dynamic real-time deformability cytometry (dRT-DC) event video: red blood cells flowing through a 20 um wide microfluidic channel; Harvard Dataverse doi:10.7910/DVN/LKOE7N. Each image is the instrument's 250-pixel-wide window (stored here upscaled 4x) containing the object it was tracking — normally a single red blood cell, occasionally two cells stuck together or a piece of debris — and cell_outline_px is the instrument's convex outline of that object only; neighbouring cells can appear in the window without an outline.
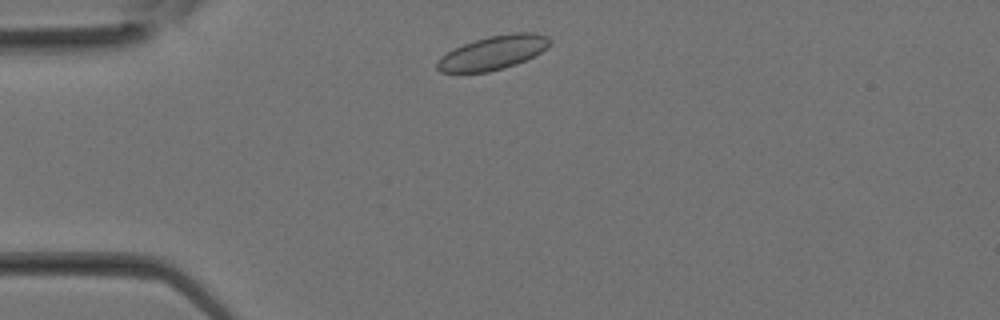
{"species": "Egyptian fruit bat (a non-hibernating species)", "species_latin": "Rousettus aegyptiacus", "temperature_condition": "room temperature", "stored_images_in_passage": 25, "camera_frame_rate_fps": 3000, "um_per_image_px": 0.085, "animal": {"sex": "female"}, "frame": {"image": 1, "passage_image": 2, "time_ms": 0.333, "image_size_px": [1000, 320], "cell_outline_px": [[552, 40], [540, 52], [516, 64], [504, 68], [488, 72], [440, 72], [436, 68], [436, 64], [440, 56], [464, 44], [488, 36], [516, 32], [536, 32], [548, 36]], "centroid_in_image_um": [41.9, 4.47], "position_along_channel_um": 43.1, "area_um2": 21.96}}
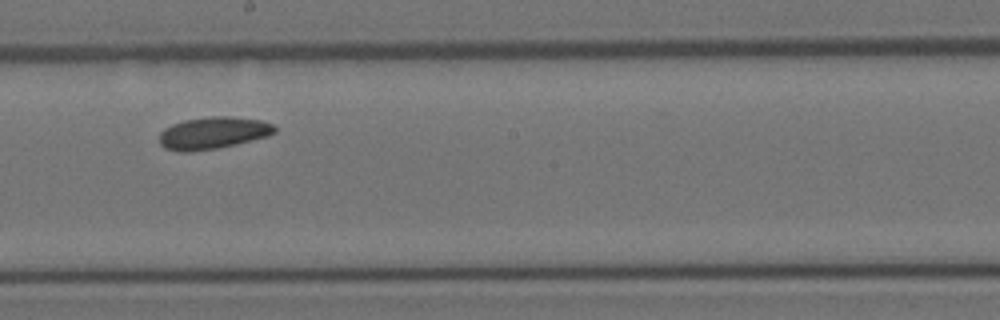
{"frame": {"image": 2, "passage_image": 12, "time_ms": 3.667, "image_size_px": [1000, 320], "cell_outline_px": [[276, 132], [268, 136], [236, 144], [216, 148], [192, 152], [180, 152], [164, 148], [160, 144], [160, 132], [164, 128], [172, 124], [184, 120], [212, 116], [228, 116], [260, 120], [272, 124], [276, 128]], "centroid_in_image_um": [18.09, 11.31], "position_along_channel_um": 230.1, "area_um2": 21.56}}
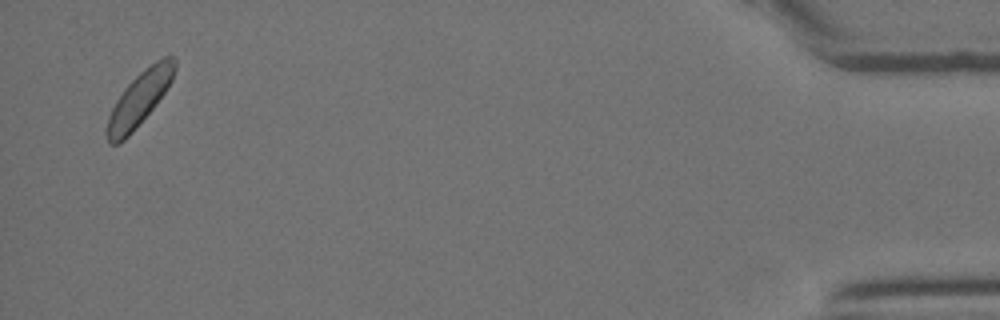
{"frame": {"image": 3, "passage_image": 25, "time_ms": 8.0, "image_size_px": [1000, 320], "cell_outline_px": [[176, 68], [172, 80], [164, 92], [152, 108], [132, 132], [120, 144], [108, 144], [104, 132], [108, 116], [116, 100], [124, 88], [144, 68], [156, 60], [164, 56], [176, 56]], "centroid_in_image_um": [11.81, 8.4], "position_along_channel_um": 423.4, "area_um2": 21.27}}